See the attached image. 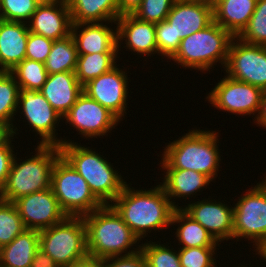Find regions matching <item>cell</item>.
<instances>
[{
	"label": "cell",
	"mask_w": 266,
	"mask_h": 267,
	"mask_svg": "<svg viewBox=\"0 0 266 267\" xmlns=\"http://www.w3.org/2000/svg\"><path fill=\"white\" fill-rule=\"evenodd\" d=\"M173 201H170L160 184L147 191L135 190L126 184L110 205L141 240L148 232L151 233V229L161 230L171 225L174 210L180 208Z\"/></svg>",
	"instance_id": "cell-1"
},
{
	"label": "cell",
	"mask_w": 266,
	"mask_h": 267,
	"mask_svg": "<svg viewBox=\"0 0 266 267\" xmlns=\"http://www.w3.org/2000/svg\"><path fill=\"white\" fill-rule=\"evenodd\" d=\"M83 220L89 256L103 260L122 256V253H125L123 256L131 255L140 250V245L135 250L128 249L140 241L111 205H103L84 215Z\"/></svg>",
	"instance_id": "cell-2"
},
{
	"label": "cell",
	"mask_w": 266,
	"mask_h": 267,
	"mask_svg": "<svg viewBox=\"0 0 266 267\" xmlns=\"http://www.w3.org/2000/svg\"><path fill=\"white\" fill-rule=\"evenodd\" d=\"M216 131L189 130L178 140L168 143L160 166L163 169H186L201 172L212 181L219 169L220 151Z\"/></svg>",
	"instance_id": "cell-3"
},
{
	"label": "cell",
	"mask_w": 266,
	"mask_h": 267,
	"mask_svg": "<svg viewBox=\"0 0 266 267\" xmlns=\"http://www.w3.org/2000/svg\"><path fill=\"white\" fill-rule=\"evenodd\" d=\"M60 150L61 155L86 180L93 195L103 205H110L122 192L127 182L103 155L65 139Z\"/></svg>",
	"instance_id": "cell-4"
},
{
	"label": "cell",
	"mask_w": 266,
	"mask_h": 267,
	"mask_svg": "<svg viewBox=\"0 0 266 267\" xmlns=\"http://www.w3.org/2000/svg\"><path fill=\"white\" fill-rule=\"evenodd\" d=\"M37 150V151H36ZM35 155L23 162L14 156L0 199L14 202L18 198L51 188L52 170L61 156L60 146L37 145Z\"/></svg>",
	"instance_id": "cell-5"
},
{
	"label": "cell",
	"mask_w": 266,
	"mask_h": 267,
	"mask_svg": "<svg viewBox=\"0 0 266 267\" xmlns=\"http://www.w3.org/2000/svg\"><path fill=\"white\" fill-rule=\"evenodd\" d=\"M233 38L226 29L213 21L204 29L182 39L179 49L170 59L183 68L202 72L208 71L217 62L224 68Z\"/></svg>",
	"instance_id": "cell-6"
},
{
	"label": "cell",
	"mask_w": 266,
	"mask_h": 267,
	"mask_svg": "<svg viewBox=\"0 0 266 267\" xmlns=\"http://www.w3.org/2000/svg\"><path fill=\"white\" fill-rule=\"evenodd\" d=\"M39 248L60 267L88 255L86 226L82 216H66L61 222L39 231Z\"/></svg>",
	"instance_id": "cell-7"
},
{
	"label": "cell",
	"mask_w": 266,
	"mask_h": 267,
	"mask_svg": "<svg viewBox=\"0 0 266 267\" xmlns=\"http://www.w3.org/2000/svg\"><path fill=\"white\" fill-rule=\"evenodd\" d=\"M51 189L67 216H84L103 206L86 180L61 155L54 164Z\"/></svg>",
	"instance_id": "cell-8"
},
{
	"label": "cell",
	"mask_w": 266,
	"mask_h": 267,
	"mask_svg": "<svg viewBox=\"0 0 266 267\" xmlns=\"http://www.w3.org/2000/svg\"><path fill=\"white\" fill-rule=\"evenodd\" d=\"M233 205V238L253 241L255 250L266 243V193L257 184Z\"/></svg>",
	"instance_id": "cell-9"
},
{
	"label": "cell",
	"mask_w": 266,
	"mask_h": 267,
	"mask_svg": "<svg viewBox=\"0 0 266 267\" xmlns=\"http://www.w3.org/2000/svg\"><path fill=\"white\" fill-rule=\"evenodd\" d=\"M224 69L229 77L266 90V46L248 44L234 37Z\"/></svg>",
	"instance_id": "cell-10"
},
{
	"label": "cell",
	"mask_w": 266,
	"mask_h": 267,
	"mask_svg": "<svg viewBox=\"0 0 266 267\" xmlns=\"http://www.w3.org/2000/svg\"><path fill=\"white\" fill-rule=\"evenodd\" d=\"M263 90L226 75L206 97L216 109L238 115L256 114L257 118Z\"/></svg>",
	"instance_id": "cell-11"
},
{
	"label": "cell",
	"mask_w": 266,
	"mask_h": 267,
	"mask_svg": "<svg viewBox=\"0 0 266 267\" xmlns=\"http://www.w3.org/2000/svg\"><path fill=\"white\" fill-rule=\"evenodd\" d=\"M18 108L17 110H22L20 114L24 112L29 127L34 128L33 131L42 138L37 144L54 146L63 144V139H57L55 133L62 116L52 108L39 90L20 88Z\"/></svg>",
	"instance_id": "cell-12"
},
{
	"label": "cell",
	"mask_w": 266,
	"mask_h": 267,
	"mask_svg": "<svg viewBox=\"0 0 266 267\" xmlns=\"http://www.w3.org/2000/svg\"><path fill=\"white\" fill-rule=\"evenodd\" d=\"M87 138H97L112 131L120 121L112 112L82 92L76 103L62 117Z\"/></svg>",
	"instance_id": "cell-13"
},
{
	"label": "cell",
	"mask_w": 266,
	"mask_h": 267,
	"mask_svg": "<svg viewBox=\"0 0 266 267\" xmlns=\"http://www.w3.org/2000/svg\"><path fill=\"white\" fill-rule=\"evenodd\" d=\"M27 229L41 231L61 222V210L51 188L25 195L13 202Z\"/></svg>",
	"instance_id": "cell-14"
},
{
	"label": "cell",
	"mask_w": 266,
	"mask_h": 267,
	"mask_svg": "<svg viewBox=\"0 0 266 267\" xmlns=\"http://www.w3.org/2000/svg\"><path fill=\"white\" fill-rule=\"evenodd\" d=\"M115 66L83 86V92L112 112L120 121L127 108V73Z\"/></svg>",
	"instance_id": "cell-15"
},
{
	"label": "cell",
	"mask_w": 266,
	"mask_h": 267,
	"mask_svg": "<svg viewBox=\"0 0 266 267\" xmlns=\"http://www.w3.org/2000/svg\"><path fill=\"white\" fill-rule=\"evenodd\" d=\"M199 200L180 207L193 220L200 223L217 242L233 239V207L225 202Z\"/></svg>",
	"instance_id": "cell-16"
},
{
	"label": "cell",
	"mask_w": 266,
	"mask_h": 267,
	"mask_svg": "<svg viewBox=\"0 0 266 267\" xmlns=\"http://www.w3.org/2000/svg\"><path fill=\"white\" fill-rule=\"evenodd\" d=\"M72 24L67 1L54 0L38 5L28 21V29L55 41L70 35Z\"/></svg>",
	"instance_id": "cell-17"
},
{
	"label": "cell",
	"mask_w": 266,
	"mask_h": 267,
	"mask_svg": "<svg viewBox=\"0 0 266 267\" xmlns=\"http://www.w3.org/2000/svg\"><path fill=\"white\" fill-rule=\"evenodd\" d=\"M166 20L172 25L174 42H181L214 21L213 7L193 0H176Z\"/></svg>",
	"instance_id": "cell-18"
},
{
	"label": "cell",
	"mask_w": 266,
	"mask_h": 267,
	"mask_svg": "<svg viewBox=\"0 0 266 267\" xmlns=\"http://www.w3.org/2000/svg\"><path fill=\"white\" fill-rule=\"evenodd\" d=\"M115 24L118 52L121 41L125 40V47L139 55L158 54L155 23L141 21L132 14H126L121 15Z\"/></svg>",
	"instance_id": "cell-19"
},
{
	"label": "cell",
	"mask_w": 266,
	"mask_h": 267,
	"mask_svg": "<svg viewBox=\"0 0 266 267\" xmlns=\"http://www.w3.org/2000/svg\"><path fill=\"white\" fill-rule=\"evenodd\" d=\"M105 24L103 22L72 24L71 35L78 54L118 53L117 30Z\"/></svg>",
	"instance_id": "cell-20"
},
{
	"label": "cell",
	"mask_w": 266,
	"mask_h": 267,
	"mask_svg": "<svg viewBox=\"0 0 266 267\" xmlns=\"http://www.w3.org/2000/svg\"><path fill=\"white\" fill-rule=\"evenodd\" d=\"M39 91L63 117L76 103L83 92V86L77 80L75 72H60L49 74Z\"/></svg>",
	"instance_id": "cell-21"
},
{
	"label": "cell",
	"mask_w": 266,
	"mask_h": 267,
	"mask_svg": "<svg viewBox=\"0 0 266 267\" xmlns=\"http://www.w3.org/2000/svg\"><path fill=\"white\" fill-rule=\"evenodd\" d=\"M28 24L23 22L0 21V71L9 72L25 59Z\"/></svg>",
	"instance_id": "cell-22"
},
{
	"label": "cell",
	"mask_w": 266,
	"mask_h": 267,
	"mask_svg": "<svg viewBox=\"0 0 266 267\" xmlns=\"http://www.w3.org/2000/svg\"><path fill=\"white\" fill-rule=\"evenodd\" d=\"M256 3L257 0H219L213 7L214 21L238 37L247 27Z\"/></svg>",
	"instance_id": "cell-23"
},
{
	"label": "cell",
	"mask_w": 266,
	"mask_h": 267,
	"mask_svg": "<svg viewBox=\"0 0 266 267\" xmlns=\"http://www.w3.org/2000/svg\"><path fill=\"white\" fill-rule=\"evenodd\" d=\"M73 24L116 23L119 18V0H66Z\"/></svg>",
	"instance_id": "cell-24"
},
{
	"label": "cell",
	"mask_w": 266,
	"mask_h": 267,
	"mask_svg": "<svg viewBox=\"0 0 266 267\" xmlns=\"http://www.w3.org/2000/svg\"><path fill=\"white\" fill-rule=\"evenodd\" d=\"M39 249V231L26 229L0 248V267H31Z\"/></svg>",
	"instance_id": "cell-25"
},
{
	"label": "cell",
	"mask_w": 266,
	"mask_h": 267,
	"mask_svg": "<svg viewBox=\"0 0 266 267\" xmlns=\"http://www.w3.org/2000/svg\"><path fill=\"white\" fill-rule=\"evenodd\" d=\"M165 176L163 187L167 197L183 198L197 194L201 189L207 187L212 181L208 176L201 172L186 169H164ZM195 193V194H194Z\"/></svg>",
	"instance_id": "cell-26"
},
{
	"label": "cell",
	"mask_w": 266,
	"mask_h": 267,
	"mask_svg": "<svg viewBox=\"0 0 266 267\" xmlns=\"http://www.w3.org/2000/svg\"><path fill=\"white\" fill-rule=\"evenodd\" d=\"M174 223H178V226L181 225L175 232L179 245H182L180 248L217 247L220 245L200 223L193 220L181 208H176L173 212L171 225Z\"/></svg>",
	"instance_id": "cell-27"
},
{
	"label": "cell",
	"mask_w": 266,
	"mask_h": 267,
	"mask_svg": "<svg viewBox=\"0 0 266 267\" xmlns=\"http://www.w3.org/2000/svg\"><path fill=\"white\" fill-rule=\"evenodd\" d=\"M77 48L72 35L59 40L52 44L48 58L44 62L48 74L60 72H75L77 65Z\"/></svg>",
	"instance_id": "cell-28"
},
{
	"label": "cell",
	"mask_w": 266,
	"mask_h": 267,
	"mask_svg": "<svg viewBox=\"0 0 266 267\" xmlns=\"http://www.w3.org/2000/svg\"><path fill=\"white\" fill-rule=\"evenodd\" d=\"M118 53L78 54L75 74L79 83L84 86L89 81L110 71L116 64Z\"/></svg>",
	"instance_id": "cell-29"
},
{
	"label": "cell",
	"mask_w": 266,
	"mask_h": 267,
	"mask_svg": "<svg viewBox=\"0 0 266 267\" xmlns=\"http://www.w3.org/2000/svg\"><path fill=\"white\" fill-rule=\"evenodd\" d=\"M19 94L20 87L15 77L10 72L0 71V120L12 127L14 135L18 130L14 128L12 121L18 109Z\"/></svg>",
	"instance_id": "cell-30"
},
{
	"label": "cell",
	"mask_w": 266,
	"mask_h": 267,
	"mask_svg": "<svg viewBox=\"0 0 266 267\" xmlns=\"http://www.w3.org/2000/svg\"><path fill=\"white\" fill-rule=\"evenodd\" d=\"M20 88L40 90L47 81L48 72L43 62L25 58L9 71Z\"/></svg>",
	"instance_id": "cell-31"
},
{
	"label": "cell",
	"mask_w": 266,
	"mask_h": 267,
	"mask_svg": "<svg viewBox=\"0 0 266 267\" xmlns=\"http://www.w3.org/2000/svg\"><path fill=\"white\" fill-rule=\"evenodd\" d=\"M26 229L15 204L0 199V248L10 244Z\"/></svg>",
	"instance_id": "cell-32"
},
{
	"label": "cell",
	"mask_w": 266,
	"mask_h": 267,
	"mask_svg": "<svg viewBox=\"0 0 266 267\" xmlns=\"http://www.w3.org/2000/svg\"><path fill=\"white\" fill-rule=\"evenodd\" d=\"M238 38L248 44L266 46V0H257L247 27Z\"/></svg>",
	"instance_id": "cell-33"
},
{
	"label": "cell",
	"mask_w": 266,
	"mask_h": 267,
	"mask_svg": "<svg viewBox=\"0 0 266 267\" xmlns=\"http://www.w3.org/2000/svg\"><path fill=\"white\" fill-rule=\"evenodd\" d=\"M172 250L173 248L169 249L155 242L144 243L140 246L146 267H181L179 253Z\"/></svg>",
	"instance_id": "cell-34"
},
{
	"label": "cell",
	"mask_w": 266,
	"mask_h": 267,
	"mask_svg": "<svg viewBox=\"0 0 266 267\" xmlns=\"http://www.w3.org/2000/svg\"><path fill=\"white\" fill-rule=\"evenodd\" d=\"M39 4L37 0H0V17L7 21L28 23Z\"/></svg>",
	"instance_id": "cell-35"
},
{
	"label": "cell",
	"mask_w": 266,
	"mask_h": 267,
	"mask_svg": "<svg viewBox=\"0 0 266 267\" xmlns=\"http://www.w3.org/2000/svg\"><path fill=\"white\" fill-rule=\"evenodd\" d=\"M176 0H143L132 14L141 21L159 23L166 20Z\"/></svg>",
	"instance_id": "cell-36"
},
{
	"label": "cell",
	"mask_w": 266,
	"mask_h": 267,
	"mask_svg": "<svg viewBox=\"0 0 266 267\" xmlns=\"http://www.w3.org/2000/svg\"><path fill=\"white\" fill-rule=\"evenodd\" d=\"M216 247L180 248L179 260L181 267H216L214 254Z\"/></svg>",
	"instance_id": "cell-37"
},
{
	"label": "cell",
	"mask_w": 266,
	"mask_h": 267,
	"mask_svg": "<svg viewBox=\"0 0 266 267\" xmlns=\"http://www.w3.org/2000/svg\"><path fill=\"white\" fill-rule=\"evenodd\" d=\"M155 36L158 54L170 59L179 49L180 42H174L172 25L163 20L155 24Z\"/></svg>",
	"instance_id": "cell-38"
},
{
	"label": "cell",
	"mask_w": 266,
	"mask_h": 267,
	"mask_svg": "<svg viewBox=\"0 0 266 267\" xmlns=\"http://www.w3.org/2000/svg\"><path fill=\"white\" fill-rule=\"evenodd\" d=\"M53 42L42 35L29 32L25 58L44 63L48 58Z\"/></svg>",
	"instance_id": "cell-39"
},
{
	"label": "cell",
	"mask_w": 266,
	"mask_h": 267,
	"mask_svg": "<svg viewBox=\"0 0 266 267\" xmlns=\"http://www.w3.org/2000/svg\"><path fill=\"white\" fill-rule=\"evenodd\" d=\"M105 267H146V262L142 252L126 255L114 256L103 259Z\"/></svg>",
	"instance_id": "cell-40"
},
{
	"label": "cell",
	"mask_w": 266,
	"mask_h": 267,
	"mask_svg": "<svg viewBox=\"0 0 266 267\" xmlns=\"http://www.w3.org/2000/svg\"><path fill=\"white\" fill-rule=\"evenodd\" d=\"M13 145L0 146V190L7 181L15 154Z\"/></svg>",
	"instance_id": "cell-41"
},
{
	"label": "cell",
	"mask_w": 266,
	"mask_h": 267,
	"mask_svg": "<svg viewBox=\"0 0 266 267\" xmlns=\"http://www.w3.org/2000/svg\"><path fill=\"white\" fill-rule=\"evenodd\" d=\"M31 267H60L48 254L39 249L31 263Z\"/></svg>",
	"instance_id": "cell-42"
},
{
	"label": "cell",
	"mask_w": 266,
	"mask_h": 267,
	"mask_svg": "<svg viewBox=\"0 0 266 267\" xmlns=\"http://www.w3.org/2000/svg\"><path fill=\"white\" fill-rule=\"evenodd\" d=\"M143 0H119L118 12L121 15L133 14Z\"/></svg>",
	"instance_id": "cell-43"
},
{
	"label": "cell",
	"mask_w": 266,
	"mask_h": 267,
	"mask_svg": "<svg viewBox=\"0 0 266 267\" xmlns=\"http://www.w3.org/2000/svg\"><path fill=\"white\" fill-rule=\"evenodd\" d=\"M12 137H14L12 127L7 122L0 120V146L12 145Z\"/></svg>",
	"instance_id": "cell-44"
},
{
	"label": "cell",
	"mask_w": 266,
	"mask_h": 267,
	"mask_svg": "<svg viewBox=\"0 0 266 267\" xmlns=\"http://www.w3.org/2000/svg\"><path fill=\"white\" fill-rule=\"evenodd\" d=\"M67 267H105L104 260L87 255Z\"/></svg>",
	"instance_id": "cell-45"
},
{
	"label": "cell",
	"mask_w": 266,
	"mask_h": 267,
	"mask_svg": "<svg viewBox=\"0 0 266 267\" xmlns=\"http://www.w3.org/2000/svg\"><path fill=\"white\" fill-rule=\"evenodd\" d=\"M255 121L259 126L266 128V90H263L260 111L254 123Z\"/></svg>",
	"instance_id": "cell-46"
},
{
	"label": "cell",
	"mask_w": 266,
	"mask_h": 267,
	"mask_svg": "<svg viewBox=\"0 0 266 267\" xmlns=\"http://www.w3.org/2000/svg\"><path fill=\"white\" fill-rule=\"evenodd\" d=\"M257 254L266 262V243L258 250Z\"/></svg>",
	"instance_id": "cell-47"
},
{
	"label": "cell",
	"mask_w": 266,
	"mask_h": 267,
	"mask_svg": "<svg viewBox=\"0 0 266 267\" xmlns=\"http://www.w3.org/2000/svg\"><path fill=\"white\" fill-rule=\"evenodd\" d=\"M194 1L205 3V4H208L212 7H214L218 3L219 0H194Z\"/></svg>",
	"instance_id": "cell-48"
},
{
	"label": "cell",
	"mask_w": 266,
	"mask_h": 267,
	"mask_svg": "<svg viewBox=\"0 0 266 267\" xmlns=\"http://www.w3.org/2000/svg\"><path fill=\"white\" fill-rule=\"evenodd\" d=\"M265 179V180H264ZM263 179V181H261V183H257L261 188L262 190L266 193V176L265 178Z\"/></svg>",
	"instance_id": "cell-49"
},
{
	"label": "cell",
	"mask_w": 266,
	"mask_h": 267,
	"mask_svg": "<svg viewBox=\"0 0 266 267\" xmlns=\"http://www.w3.org/2000/svg\"><path fill=\"white\" fill-rule=\"evenodd\" d=\"M38 2L40 3H48V2H51V1H54V0H37Z\"/></svg>",
	"instance_id": "cell-50"
}]
</instances>
